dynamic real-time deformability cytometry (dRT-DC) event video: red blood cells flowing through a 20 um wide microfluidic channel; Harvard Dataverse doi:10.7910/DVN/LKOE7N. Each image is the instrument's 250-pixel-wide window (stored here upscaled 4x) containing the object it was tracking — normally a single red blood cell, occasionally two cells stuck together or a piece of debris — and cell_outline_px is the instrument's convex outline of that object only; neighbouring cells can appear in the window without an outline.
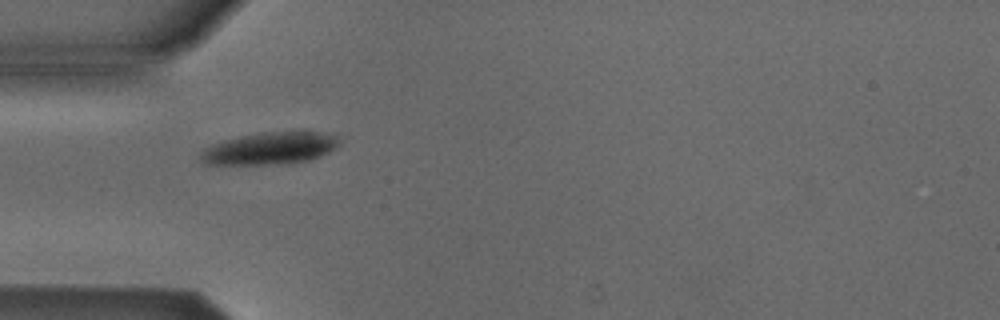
{"species": "Egyptian fruit bat (a non-hibernating species)", "species_latin": "Rousettus aegyptiacus", "temperature_condition": "cold", "stored_images_in_passage": 2, "camera_frame_rate_fps": 3000, "um_per_image_px": 0.085, "animal": {"sex": "male"}, "frame": {"image": 1, "passage_image": 1, "time_ms": 0.0, "image_size_px": [1000, 320], "cell_outline_px": [[340, 144], [328, 152], [320, 156], [304, 160], [264, 164], [204, 164], [200, 160], [200, 152], [204, 148], [212, 144], [224, 140], [240, 136], [264, 132], [328, 132], [336, 136]], "centroid_in_image_um": [22.9, 12.59], "position_along_channel_um": 62.1, "area_um2": 25.49}}
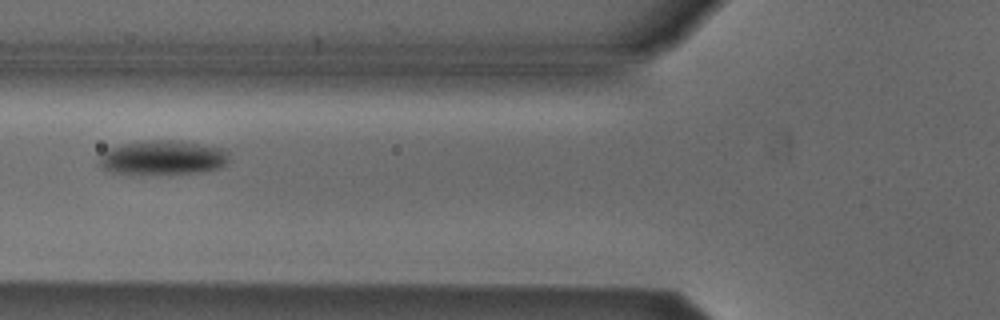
{"frame": {"image": 2, "passage_image": 2, "time_ms": 1.333, "image_size_px": [1000, 320], "cell_outline_px": [[228, 160], [220, 168], [196, 172], [112, 172], [104, 168], [100, 164], [100, 156], [108, 148], [120, 144], [144, 140], [176, 140], [204, 144], [224, 148], [228, 152]], "centroid_in_image_um": [13.87, 13.34], "position_along_channel_um": 111.9, "area_um2": 25.37}}